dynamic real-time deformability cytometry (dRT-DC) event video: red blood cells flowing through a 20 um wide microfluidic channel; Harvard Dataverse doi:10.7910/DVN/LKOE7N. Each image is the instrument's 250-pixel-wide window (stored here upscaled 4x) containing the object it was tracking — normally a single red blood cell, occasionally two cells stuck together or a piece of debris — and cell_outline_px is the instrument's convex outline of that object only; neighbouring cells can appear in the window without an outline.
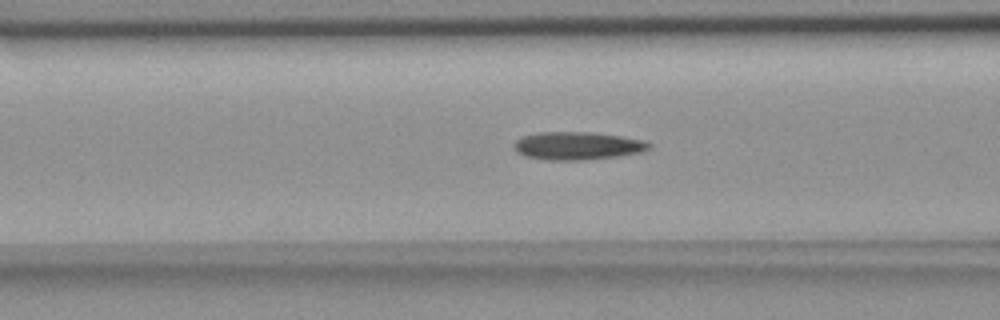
{"species": "common noctule bat (a hibernating species)", "species_latin": "Nyctalus noctula", "temperature_condition": "room temperature", "stored_images_in_passage": 37, "camera_frame_rate_fps": 3000, "um_per_image_px": 0.085, "animal": {"sex": "female", "body_mass_g": 18.4}, "frame": {"image": 1, "passage_image": 14, "time_ms": 4.333, "image_size_px": [1000, 320], "cell_outline_px": [[652, 148], [640, 152], [616, 156], [580, 160], [548, 160], [524, 156], [516, 152], [512, 144], [520, 136], [540, 132], [592, 132], [620, 136], [644, 140], [652, 144]], "centroid_in_image_um": [49.05, 12.38], "position_along_channel_um": 117.6, "area_um2": 22.08}}
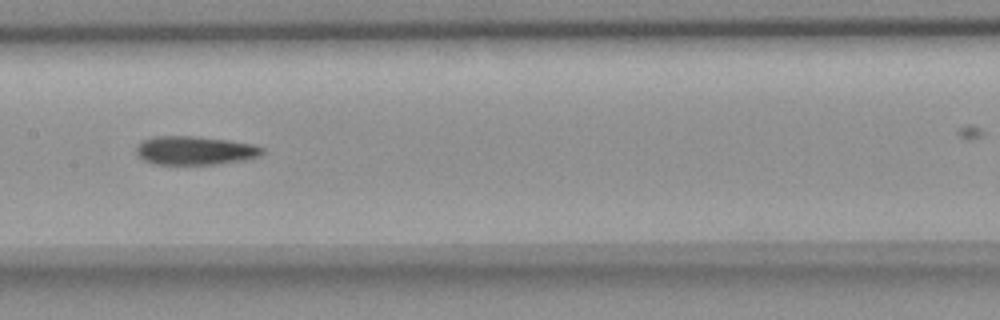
{"frame": {"image": 2, "passage_image": 20, "time_ms": 6.333, "image_size_px": [1000, 320], "cell_outline_px": [[264, 152], [260, 156], [248, 160], [220, 164], [152, 164], [144, 160], [136, 152], [136, 144], [152, 136], [192, 136], [228, 140], [256, 144], [264, 148]], "centroid_in_image_um": [16.61, 12.79], "position_along_channel_um": 190.8, "area_um2": 21.33}}
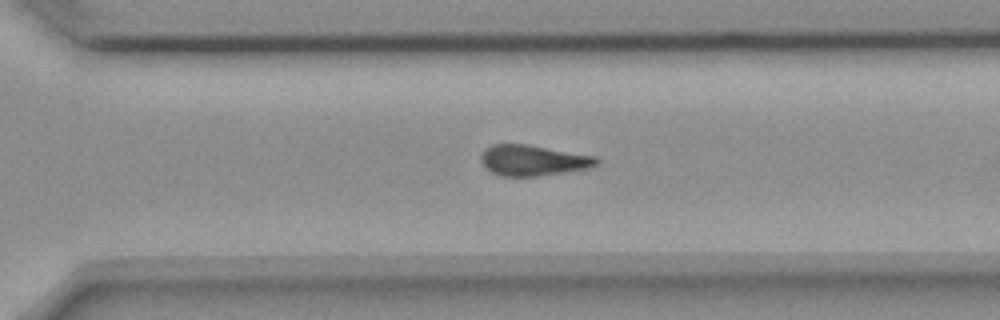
{"frame": {"image": 3, "passage_image": 31, "time_ms": 10.0, "image_size_px": [1000, 320], "cell_outline_px": [[600, 160], [596, 164], [588, 168], [540, 176], [500, 176], [492, 172], [480, 160], [480, 152], [484, 148], [492, 144], [528, 144], [596, 156]], "centroid_in_image_um": [45.28, 13.62], "position_along_channel_um": 325.3, "area_um2": 20.75}}